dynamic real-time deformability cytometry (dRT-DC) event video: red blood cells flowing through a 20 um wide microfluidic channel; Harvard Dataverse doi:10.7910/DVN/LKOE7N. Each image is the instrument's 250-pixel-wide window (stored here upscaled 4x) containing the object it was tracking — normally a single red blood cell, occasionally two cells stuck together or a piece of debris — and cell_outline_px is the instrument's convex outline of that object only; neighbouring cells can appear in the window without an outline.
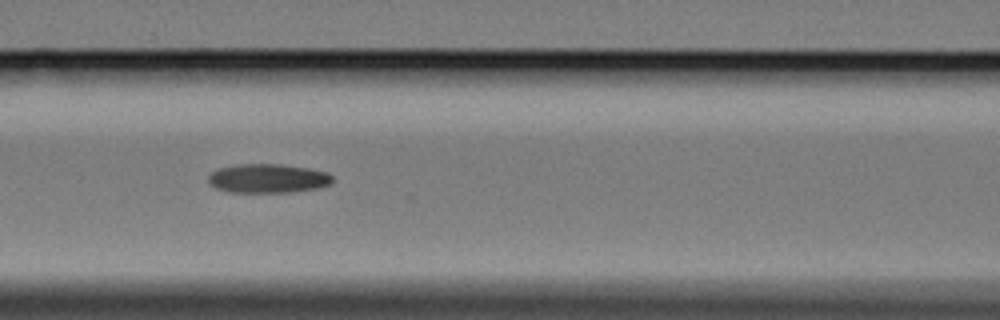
{"species": "Egyptian fruit bat (a non-hibernating species)", "species_latin": "Rousettus aegyptiacus", "temperature_condition": "cold", "stored_images_in_passage": 10, "camera_frame_rate_fps": 3000, "um_per_image_px": 0.085, "animal": {"sex": "female"}, "frame": {"image": 1, "passage_image": 8, "time_ms": 9.0, "image_size_px": [1000, 320], "cell_outline_px": [[332, 180], [328, 184], [316, 188], [288, 192], [228, 192], [216, 188], [208, 180], [208, 176], [212, 172], [220, 168], [236, 164], [280, 164], [308, 168], [328, 172], [332, 176]], "centroid_in_image_um": [22.75, 15.16], "position_along_channel_um": 143.8, "area_um2": 20.81}}
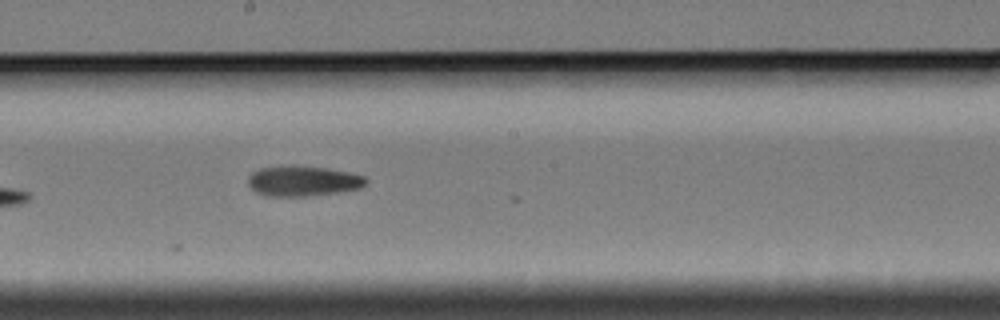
{"frame": {"image": 2, "passage_image": 10, "time_ms": 11.333, "image_size_px": [1000, 320], "cell_outline_px": [[368, 180], [360, 188], [340, 192], [308, 196], [264, 196], [256, 192], [248, 184], [248, 176], [252, 172], [260, 168], [288, 164], [296, 164], [328, 168], [348, 172], [364, 176]], "centroid_in_image_um": [25.72, 15.36], "position_along_channel_um": 222.5, "area_um2": 21.21}}